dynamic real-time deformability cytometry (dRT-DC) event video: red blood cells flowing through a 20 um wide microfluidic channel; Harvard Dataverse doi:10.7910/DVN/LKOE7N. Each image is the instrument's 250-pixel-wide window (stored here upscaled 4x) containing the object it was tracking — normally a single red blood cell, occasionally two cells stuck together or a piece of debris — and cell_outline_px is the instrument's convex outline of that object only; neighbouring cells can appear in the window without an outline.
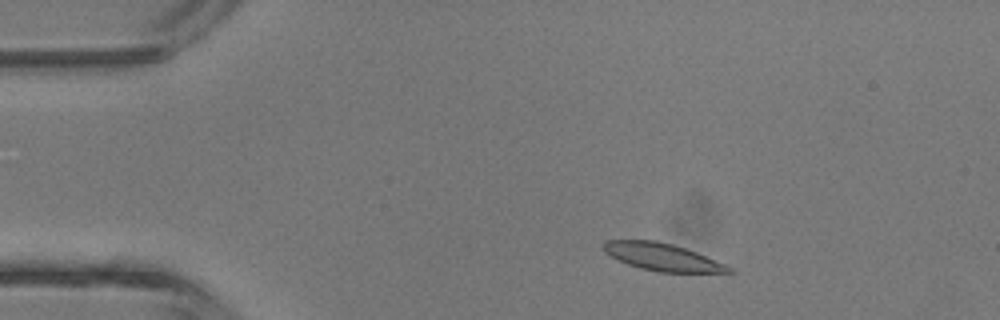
{"species": "common noctule bat (a hibernating species)", "species_latin": "Nyctalus noctula", "temperature_condition": "room temperature", "stored_images_in_passage": 2, "camera_frame_rate_fps": 3000, "um_per_image_px": 0.085, "animal": {"sex": "male", "body_mass_g": 13.3}, "frame": {"image": 1, "passage_image": 1, "time_ms": 0.0, "image_size_px": [1000, 320], "cell_outline_px": [[736, 272], [660, 272], [640, 268], [628, 264], [604, 252], [604, 240], [656, 240], [672, 244], [696, 252], [724, 264], [732, 268]], "centroid_in_image_um": [56.28, 21.84], "position_along_channel_um": 28.7, "area_um2": 19.65}}